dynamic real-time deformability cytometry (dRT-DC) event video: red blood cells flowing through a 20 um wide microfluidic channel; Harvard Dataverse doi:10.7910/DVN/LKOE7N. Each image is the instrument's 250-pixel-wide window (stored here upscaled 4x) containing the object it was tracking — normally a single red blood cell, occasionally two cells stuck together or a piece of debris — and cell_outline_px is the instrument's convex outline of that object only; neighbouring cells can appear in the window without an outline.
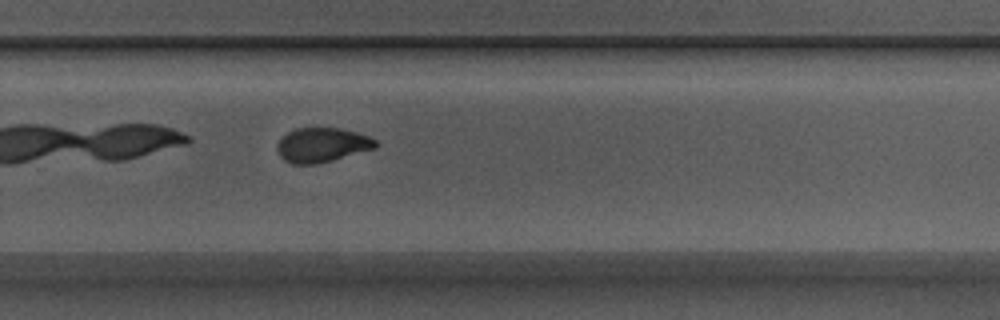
{"species": "Egyptian fruit bat (a non-hibernating species)", "species_latin": "Rousettus aegyptiacus", "temperature_condition": "warm", "stored_images_in_passage": 31, "camera_frame_rate_fps": 3000, "um_per_image_px": 0.085, "animal": {"sex": "male"}, "frame": {"image": 1, "passage_image": 22, "time_ms": 7.0, "image_size_px": [1000, 320], "cell_outline_px": [[376, 144], [368, 148], [324, 160], [292, 160], [284, 156], [280, 148], [280, 144], [292, 132], [312, 128], [324, 128], [348, 132], [372, 140]], "centroid_in_image_um": [27.38, 12.26], "position_along_channel_um": 302.4, "area_um2": 15.84}}